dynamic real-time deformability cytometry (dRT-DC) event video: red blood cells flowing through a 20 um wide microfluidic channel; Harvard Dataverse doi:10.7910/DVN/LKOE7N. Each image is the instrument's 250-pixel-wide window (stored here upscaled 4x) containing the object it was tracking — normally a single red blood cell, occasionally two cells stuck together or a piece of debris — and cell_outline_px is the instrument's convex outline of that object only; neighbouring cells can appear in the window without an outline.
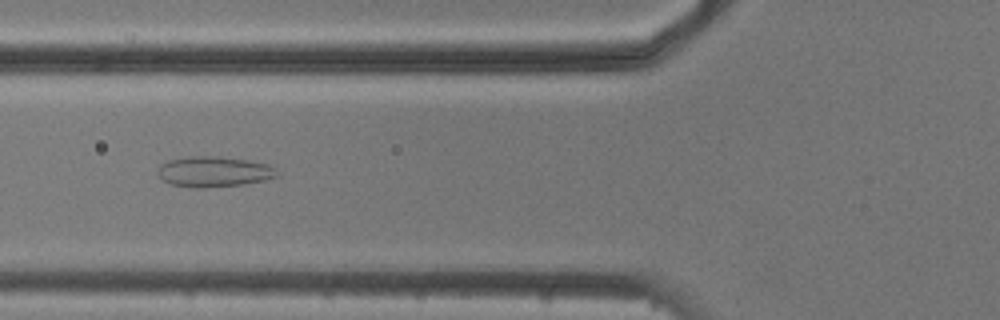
{"species": "common noctule bat (a hibernating species)", "species_latin": "Nyctalus noctula", "temperature_condition": "cold", "stored_images_in_passage": 7, "camera_frame_rate_fps": 3000, "um_per_image_px": 0.085, "animal": {"sex": "male", "body_mass_g": 20.5, "forearm_length_mm": 52.5}, "frame": {"image": 1, "passage_image": 6, "time_ms": 6.0, "image_size_px": [1000, 320], "cell_outline_px": [[280, 176], [264, 180], [244, 184], [204, 188], [192, 188], [172, 184], [164, 180], [156, 172], [160, 164], [168, 160], [188, 156], [216, 156], [244, 160], [268, 164], [276, 168]], "centroid_in_image_um": [18.18, 14.59], "position_along_channel_um": 107.6, "area_um2": 21.27}}
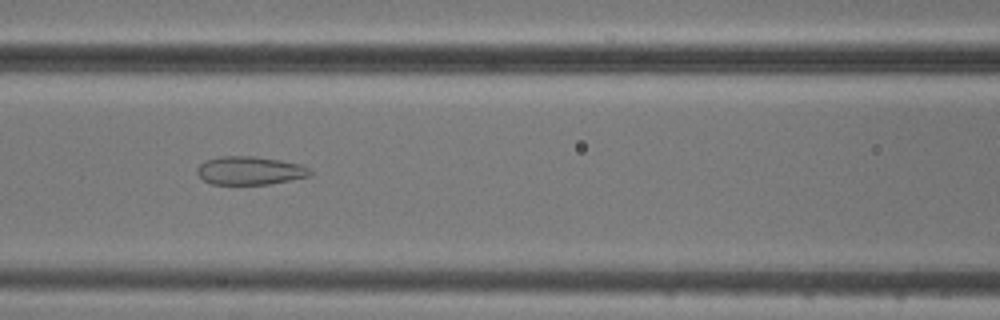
{"frame": {"image": 2, "passage_image": 7, "time_ms": 7.0, "image_size_px": [1000, 320], "cell_outline_px": [[312, 176], [268, 184], [212, 184], [204, 180], [196, 172], [196, 168], [204, 160], [220, 156], [256, 156], [280, 160], [300, 164], [312, 168]], "centroid_in_image_um": [21.26, 14.49], "position_along_channel_um": 145.3, "area_um2": 18.84}}